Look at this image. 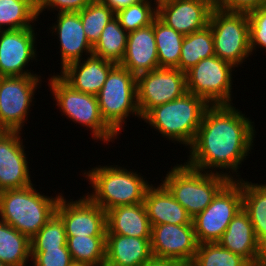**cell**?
Wrapping results in <instances>:
<instances>
[{
	"instance_id": "obj_34",
	"label": "cell",
	"mask_w": 266,
	"mask_h": 266,
	"mask_svg": "<svg viewBox=\"0 0 266 266\" xmlns=\"http://www.w3.org/2000/svg\"><path fill=\"white\" fill-rule=\"evenodd\" d=\"M151 1L152 0H142L127 8L121 9L115 13V18L128 33L147 27L151 25L157 17V4H155L154 7Z\"/></svg>"
},
{
	"instance_id": "obj_33",
	"label": "cell",
	"mask_w": 266,
	"mask_h": 266,
	"mask_svg": "<svg viewBox=\"0 0 266 266\" xmlns=\"http://www.w3.org/2000/svg\"><path fill=\"white\" fill-rule=\"evenodd\" d=\"M197 266H252L242 258L218 242L200 243L193 259Z\"/></svg>"
},
{
	"instance_id": "obj_15",
	"label": "cell",
	"mask_w": 266,
	"mask_h": 266,
	"mask_svg": "<svg viewBox=\"0 0 266 266\" xmlns=\"http://www.w3.org/2000/svg\"><path fill=\"white\" fill-rule=\"evenodd\" d=\"M213 8V0H163L157 3V17L185 36L205 28Z\"/></svg>"
},
{
	"instance_id": "obj_12",
	"label": "cell",
	"mask_w": 266,
	"mask_h": 266,
	"mask_svg": "<svg viewBox=\"0 0 266 266\" xmlns=\"http://www.w3.org/2000/svg\"><path fill=\"white\" fill-rule=\"evenodd\" d=\"M137 105L141 118L151 109L183 96L186 73L179 69L157 68L136 76Z\"/></svg>"
},
{
	"instance_id": "obj_24",
	"label": "cell",
	"mask_w": 266,
	"mask_h": 266,
	"mask_svg": "<svg viewBox=\"0 0 266 266\" xmlns=\"http://www.w3.org/2000/svg\"><path fill=\"white\" fill-rule=\"evenodd\" d=\"M106 234L151 238L152 226L143 203L120 205L106 212Z\"/></svg>"
},
{
	"instance_id": "obj_41",
	"label": "cell",
	"mask_w": 266,
	"mask_h": 266,
	"mask_svg": "<svg viewBox=\"0 0 266 266\" xmlns=\"http://www.w3.org/2000/svg\"><path fill=\"white\" fill-rule=\"evenodd\" d=\"M142 266H174V259L152 257Z\"/></svg>"
},
{
	"instance_id": "obj_35",
	"label": "cell",
	"mask_w": 266,
	"mask_h": 266,
	"mask_svg": "<svg viewBox=\"0 0 266 266\" xmlns=\"http://www.w3.org/2000/svg\"><path fill=\"white\" fill-rule=\"evenodd\" d=\"M67 237L62 218L55 212L30 239L31 251H44L45 249L67 246Z\"/></svg>"
},
{
	"instance_id": "obj_13",
	"label": "cell",
	"mask_w": 266,
	"mask_h": 266,
	"mask_svg": "<svg viewBox=\"0 0 266 266\" xmlns=\"http://www.w3.org/2000/svg\"><path fill=\"white\" fill-rule=\"evenodd\" d=\"M55 212L63 220L66 236H106V211L86 195L68 201L62 194Z\"/></svg>"
},
{
	"instance_id": "obj_29",
	"label": "cell",
	"mask_w": 266,
	"mask_h": 266,
	"mask_svg": "<svg viewBox=\"0 0 266 266\" xmlns=\"http://www.w3.org/2000/svg\"><path fill=\"white\" fill-rule=\"evenodd\" d=\"M128 32L114 17L103 29L99 40L93 46V54L120 64L127 46Z\"/></svg>"
},
{
	"instance_id": "obj_47",
	"label": "cell",
	"mask_w": 266,
	"mask_h": 266,
	"mask_svg": "<svg viewBox=\"0 0 266 266\" xmlns=\"http://www.w3.org/2000/svg\"><path fill=\"white\" fill-rule=\"evenodd\" d=\"M160 1H163V0H154L155 3H153V4H157Z\"/></svg>"
},
{
	"instance_id": "obj_44",
	"label": "cell",
	"mask_w": 266,
	"mask_h": 266,
	"mask_svg": "<svg viewBox=\"0 0 266 266\" xmlns=\"http://www.w3.org/2000/svg\"><path fill=\"white\" fill-rule=\"evenodd\" d=\"M259 266H266V255L263 258V260L260 262V265Z\"/></svg>"
},
{
	"instance_id": "obj_38",
	"label": "cell",
	"mask_w": 266,
	"mask_h": 266,
	"mask_svg": "<svg viewBox=\"0 0 266 266\" xmlns=\"http://www.w3.org/2000/svg\"><path fill=\"white\" fill-rule=\"evenodd\" d=\"M92 0H39L37 3V16L45 9H56L60 12H79L84 9Z\"/></svg>"
},
{
	"instance_id": "obj_30",
	"label": "cell",
	"mask_w": 266,
	"mask_h": 266,
	"mask_svg": "<svg viewBox=\"0 0 266 266\" xmlns=\"http://www.w3.org/2000/svg\"><path fill=\"white\" fill-rule=\"evenodd\" d=\"M38 18L34 0H0V30L31 28Z\"/></svg>"
},
{
	"instance_id": "obj_43",
	"label": "cell",
	"mask_w": 266,
	"mask_h": 266,
	"mask_svg": "<svg viewBox=\"0 0 266 266\" xmlns=\"http://www.w3.org/2000/svg\"><path fill=\"white\" fill-rule=\"evenodd\" d=\"M70 266H93L87 263L73 262Z\"/></svg>"
},
{
	"instance_id": "obj_39",
	"label": "cell",
	"mask_w": 266,
	"mask_h": 266,
	"mask_svg": "<svg viewBox=\"0 0 266 266\" xmlns=\"http://www.w3.org/2000/svg\"><path fill=\"white\" fill-rule=\"evenodd\" d=\"M266 5V0H213V7L222 11L245 12Z\"/></svg>"
},
{
	"instance_id": "obj_9",
	"label": "cell",
	"mask_w": 266,
	"mask_h": 266,
	"mask_svg": "<svg viewBox=\"0 0 266 266\" xmlns=\"http://www.w3.org/2000/svg\"><path fill=\"white\" fill-rule=\"evenodd\" d=\"M242 208V178L230 180L192 222L197 243L217 242Z\"/></svg>"
},
{
	"instance_id": "obj_16",
	"label": "cell",
	"mask_w": 266,
	"mask_h": 266,
	"mask_svg": "<svg viewBox=\"0 0 266 266\" xmlns=\"http://www.w3.org/2000/svg\"><path fill=\"white\" fill-rule=\"evenodd\" d=\"M20 131H0V192L32 185Z\"/></svg>"
},
{
	"instance_id": "obj_4",
	"label": "cell",
	"mask_w": 266,
	"mask_h": 266,
	"mask_svg": "<svg viewBox=\"0 0 266 266\" xmlns=\"http://www.w3.org/2000/svg\"><path fill=\"white\" fill-rule=\"evenodd\" d=\"M117 166L100 165L83 174L94 189L91 194H86L87 197L106 212L120 205L143 203L146 190L150 186L137 172Z\"/></svg>"
},
{
	"instance_id": "obj_46",
	"label": "cell",
	"mask_w": 266,
	"mask_h": 266,
	"mask_svg": "<svg viewBox=\"0 0 266 266\" xmlns=\"http://www.w3.org/2000/svg\"><path fill=\"white\" fill-rule=\"evenodd\" d=\"M0 266H9V265L4 264L3 262H0Z\"/></svg>"
},
{
	"instance_id": "obj_23",
	"label": "cell",
	"mask_w": 266,
	"mask_h": 266,
	"mask_svg": "<svg viewBox=\"0 0 266 266\" xmlns=\"http://www.w3.org/2000/svg\"><path fill=\"white\" fill-rule=\"evenodd\" d=\"M151 238L106 234L105 263L120 266H142L153 256Z\"/></svg>"
},
{
	"instance_id": "obj_22",
	"label": "cell",
	"mask_w": 266,
	"mask_h": 266,
	"mask_svg": "<svg viewBox=\"0 0 266 266\" xmlns=\"http://www.w3.org/2000/svg\"><path fill=\"white\" fill-rule=\"evenodd\" d=\"M143 204L151 226L160 224H193L192 217L186 209L174 199L168 189L161 183L147 188Z\"/></svg>"
},
{
	"instance_id": "obj_36",
	"label": "cell",
	"mask_w": 266,
	"mask_h": 266,
	"mask_svg": "<svg viewBox=\"0 0 266 266\" xmlns=\"http://www.w3.org/2000/svg\"><path fill=\"white\" fill-rule=\"evenodd\" d=\"M249 18V36L251 54L260 48L266 49V5L247 13Z\"/></svg>"
},
{
	"instance_id": "obj_27",
	"label": "cell",
	"mask_w": 266,
	"mask_h": 266,
	"mask_svg": "<svg viewBox=\"0 0 266 266\" xmlns=\"http://www.w3.org/2000/svg\"><path fill=\"white\" fill-rule=\"evenodd\" d=\"M214 39L209 25L184 36L178 69L187 72L199 61L214 56Z\"/></svg>"
},
{
	"instance_id": "obj_5",
	"label": "cell",
	"mask_w": 266,
	"mask_h": 266,
	"mask_svg": "<svg viewBox=\"0 0 266 266\" xmlns=\"http://www.w3.org/2000/svg\"><path fill=\"white\" fill-rule=\"evenodd\" d=\"M61 195L54 198L42 195L33 184L1 191L0 220L31 239L55 213Z\"/></svg>"
},
{
	"instance_id": "obj_20",
	"label": "cell",
	"mask_w": 266,
	"mask_h": 266,
	"mask_svg": "<svg viewBox=\"0 0 266 266\" xmlns=\"http://www.w3.org/2000/svg\"><path fill=\"white\" fill-rule=\"evenodd\" d=\"M84 60V61H83ZM61 70L59 76L73 89L97 95L116 63L91 54Z\"/></svg>"
},
{
	"instance_id": "obj_7",
	"label": "cell",
	"mask_w": 266,
	"mask_h": 266,
	"mask_svg": "<svg viewBox=\"0 0 266 266\" xmlns=\"http://www.w3.org/2000/svg\"><path fill=\"white\" fill-rule=\"evenodd\" d=\"M48 86L57 102L56 106L74 123L90 128L94 140H102L108 144L118 135L101 117L97 95L83 93L73 89L58 74L49 79Z\"/></svg>"
},
{
	"instance_id": "obj_11",
	"label": "cell",
	"mask_w": 266,
	"mask_h": 266,
	"mask_svg": "<svg viewBox=\"0 0 266 266\" xmlns=\"http://www.w3.org/2000/svg\"><path fill=\"white\" fill-rule=\"evenodd\" d=\"M38 75L0 77V131H22L29 117Z\"/></svg>"
},
{
	"instance_id": "obj_17",
	"label": "cell",
	"mask_w": 266,
	"mask_h": 266,
	"mask_svg": "<svg viewBox=\"0 0 266 266\" xmlns=\"http://www.w3.org/2000/svg\"><path fill=\"white\" fill-rule=\"evenodd\" d=\"M150 243L153 257L178 261L193 260L198 246L193 224L152 226Z\"/></svg>"
},
{
	"instance_id": "obj_40",
	"label": "cell",
	"mask_w": 266,
	"mask_h": 266,
	"mask_svg": "<svg viewBox=\"0 0 266 266\" xmlns=\"http://www.w3.org/2000/svg\"><path fill=\"white\" fill-rule=\"evenodd\" d=\"M140 1L142 0H104L103 3L106 4L114 13H116L119 10L127 8Z\"/></svg>"
},
{
	"instance_id": "obj_10",
	"label": "cell",
	"mask_w": 266,
	"mask_h": 266,
	"mask_svg": "<svg viewBox=\"0 0 266 266\" xmlns=\"http://www.w3.org/2000/svg\"><path fill=\"white\" fill-rule=\"evenodd\" d=\"M235 67L214 55L186 72L187 91L209 105L232 104V71Z\"/></svg>"
},
{
	"instance_id": "obj_1",
	"label": "cell",
	"mask_w": 266,
	"mask_h": 266,
	"mask_svg": "<svg viewBox=\"0 0 266 266\" xmlns=\"http://www.w3.org/2000/svg\"><path fill=\"white\" fill-rule=\"evenodd\" d=\"M233 105L206 108L195 140L187 147L190 149L189 160L185 162L188 166L209 173L229 169L232 174H239V165L253 149L256 132L254 122Z\"/></svg>"
},
{
	"instance_id": "obj_8",
	"label": "cell",
	"mask_w": 266,
	"mask_h": 266,
	"mask_svg": "<svg viewBox=\"0 0 266 266\" xmlns=\"http://www.w3.org/2000/svg\"><path fill=\"white\" fill-rule=\"evenodd\" d=\"M208 25L212 30L215 55L234 67L241 66L251 55L248 14L213 8Z\"/></svg>"
},
{
	"instance_id": "obj_42",
	"label": "cell",
	"mask_w": 266,
	"mask_h": 266,
	"mask_svg": "<svg viewBox=\"0 0 266 266\" xmlns=\"http://www.w3.org/2000/svg\"><path fill=\"white\" fill-rule=\"evenodd\" d=\"M174 266H197L194 260H175Z\"/></svg>"
},
{
	"instance_id": "obj_6",
	"label": "cell",
	"mask_w": 266,
	"mask_h": 266,
	"mask_svg": "<svg viewBox=\"0 0 266 266\" xmlns=\"http://www.w3.org/2000/svg\"><path fill=\"white\" fill-rule=\"evenodd\" d=\"M97 99L101 117L117 135L121 133L128 116L133 114L141 118L137 105L136 76L120 64L110 70Z\"/></svg>"
},
{
	"instance_id": "obj_14",
	"label": "cell",
	"mask_w": 266,
	"mask_h": 266,
	"mask_svg": "<svg viewBox=\"0 0 266 266\" xmlns=\"http://www.w3.org/2000/svg\"><path fill=\"white\" fill-rule=\"evenodd\" d=\"M33 29L0 30V77L36 75L24 70L37 57Z\"/></svg>"
},
{
	"instance_id": "obj_3",
	"label": "cell",
	"mask_w": 266,
	"mask_h": 266,
	"mask_svg": "<svg viewBox=\"0 0 266 266\" xmlns=\"http://www.w3.org/2000/svg\"><path fill=\"white\" fill-rule=\"evenodd\" d=\"M208 106L202 97L186 92L173 101L154 107L142 120L158 130L162 137L190 147Z\"/></svg>"
},
{
	"instance_id": "obj_28",
	"label": "cell",
	"mask_w": 266,
	"mask_h": 266,
	"mask_svg": "<svg viewBox=\"0 0 266 266\" xmlns=\"http://www.w3.org/2000/svg\"><path fill=\"white\" fill-rule=\"evenodd\" d=\"M154 36L160 68L178 69L184 35L154 19Z\"/></svg>"
},
{
	"instance_id": "obj_18",
	"label": "cell",
	"mask_w": 266,
	"mask_h": 266,
	"mask_svg": "<svg viewBox=\"0 0 266 266\" xmlns=\"http://www.w3.org/2000/svg\"><path fill=\"white\" fill-rule=\"evenodd\" d=\"M217 242L225 249L246 259L252 266H259L266 255L243 208L233 217Z\"/></svg>"
},
{
	"instance_id": "obj_21",
	"label": "cell",
	"mask_w": 266,
	"mask_h": 266,
	"mask_svg": "<svg viewBox=\"0 0 266 266\" xmlns=\"http://www.w3.org/2000/svg\"><path fill=\"white\" fill-rule=\"evenodd\" d=\"M120 65L135 76L159 68L154 21L128 33L126 52Z\"/></svg>"
},
{
	"instance_id": "obj_45",
	"label": "cell",
	"mask_w": 266,
	"mask_h": 266,
	"mask_svg": "<svg viewBox=\"0 0 266 266\" xmlns=\"http://www.w3.org/2000/svg\"><path fill=\"white\" fill-rule=\"evenodd\" d=\"M103 266H120V265H115V264H104Z\"/></svg>"
},
{
	"instance_id": "obj_31",
	"label": "cell",
	"mask_w": 266,
	"mask_h": 266,
	"mask_svg": "<svg viewBox=\"0 0 266 266\" xmlns=\"http://www.w3.org/2000/svg\"><path fill=\"white\" fill-rule=\"evenodd\" d=\"M67 249L73 262L103 266L105 263L106 236H66Z\"/></svg>"
},
{
	"instance_id": "obj_32",
	"label": "cell",
	"mask_w": 266,
	"mask_h": 266,
	"mask_svg": "<svg viewBox=\"0 0 266 266\" xmlns=\"http://www.w3.org/2000/svg\"><path fill=\"white\" fill-rule=\"evenodd\" d=\"M83 30L92 46L99 40L105 26L115 17V13L103 2L92 0L79 11Z\"/></svg>"
},
{
	"instance_id": "obj_26",
	"label": "cell",
	"mask_w": 266,
	"mask_h": 266,
	"mask_svg": "<svg viewBox=\"0 0 266 266\" xmlns=\"http://www.w3.org/2000/svg\"><path fill=\"white\" fill-rule=\"evenodd\" d=\"M31 258L30 239L0 220V262L9 266H26Z\"/></svg>"
},
{
	"instance_id": "obj_37",
	"label": "cell",
	"mask_w": 266,
	"mask_h": 266,
	"mask_svg": "<svg viewBox=\"0 0 266 266\" xmlns=\"http://www.w3.org/2000/svg\"><path fill=\"white\" fill-rule=\"evenodd\" d=\"M33 266H70L73 263L67 246L44 251H31Z\"/></svg>"
},
{
	"instance_id": "obj_2",
	"label": "cell",
	"mask_w": 266,
	"mask_h": 266,
	"mask_svg": "<svg viewBox=\"0 0 266 266\" xmlns=\"http://www.w3.org/2000/svg\"><path fill=\"white\" fill-rule=\"evenodd\" d=\"M167 173L162 184L192 218L202 212L230 180H237L230 171V174L222 171L209 173L186 163L175 165Z\"/></svg>"
},
{
	"instance_id": "obj_19",
	"label": "cell",
	"mask_w": 266,
	"mask_h": 266,
	"mask_svg": "<svg viewBox=\"0 0 266 266\" xmlns=\"http://www.w3.org/2000/svg\"><path fill=\"white\" fill-rule=\"evenodd\" d=\"M57 24L52 26L60 41L61 69L67 65L82 60V54H93V46L87 40L83 30L79 12L57 13ZM88 53V54H87Z\"/></svg>"
},
{
	"instance_id": "obj_25",
	"label": "cell",
	"mask_w": 266,
	"mask_h": 266,
	"mask_svg": "<svg viewBox=\"0 0 266 266\" xmlns=\"http://www.w3.org/2000/svg\"><path fill=\"white\" fill-rule=\"evenodd\" d=\"M242 208L248 214L258 243L266 253V184L242 178Z\"/></svg>"
}]
</instances>
